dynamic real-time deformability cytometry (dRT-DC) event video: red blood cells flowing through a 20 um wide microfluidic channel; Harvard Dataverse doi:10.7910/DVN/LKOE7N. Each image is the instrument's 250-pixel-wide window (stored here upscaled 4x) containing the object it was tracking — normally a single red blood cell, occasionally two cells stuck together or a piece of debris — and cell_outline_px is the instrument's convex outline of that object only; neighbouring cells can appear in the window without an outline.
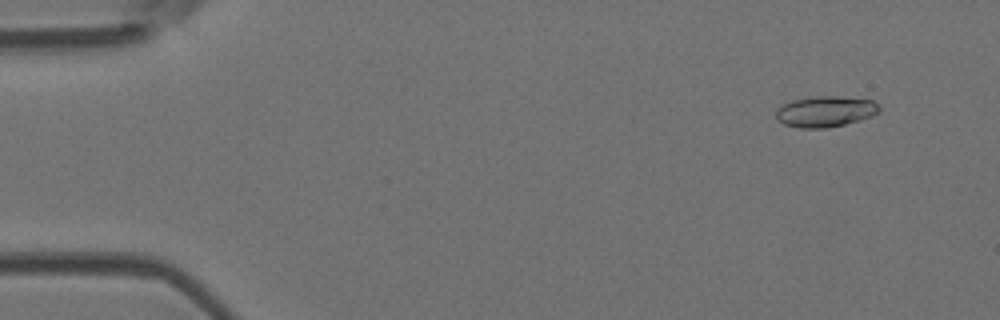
{"species": "Egyptian fruit bat (a non-hibernating species)", "species_latin": "Rousettus aegyptiacus", "temperature_condition": "room temperature", "stored_images_in_passage": 49, "camera_frame_rate_fps": 3000, "um_per_image_px": 0.085, "animal": {"sex": "female"}, "frame": {"image": 1, "passage_image": 1, "time_ms": 0.0, "image_size_px": [1000, 320], "cell_outline_px": [[880, 112], [872, 116], [860, 120], [828, 128], [800, 128], [784, 124], [776, 120], [776, 108], [780, 104], [792, 100], [808, 96], [836, 96], [872, 100], [880, 108]], "centroid_in_image_um": [70.1, 9.47], "position_along_channel_um": 14.9, "area_um2": 18.84}}
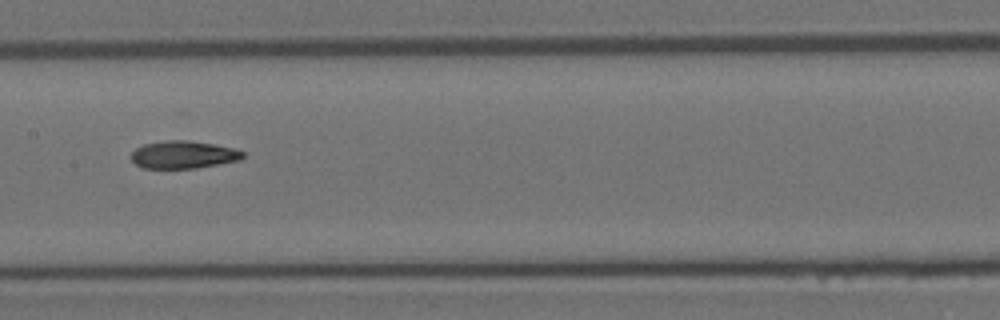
{"frame": {"image": 2, "passage_image": 23, "time_ms": 7.333, "image_size_px": [1000, 320], "cell_outline_px": [[244, 156], [240, 160], [196, 168], [140, 168], [128, 156], [136, 148], [144, 144], [168, 140], [188, 140], [212, 144], [232, 148], [244, 152]], "centroid_in_image_um": [15.54, 13.15], "position_along_channel_um": 191.9, "area_um2": 17.92}}
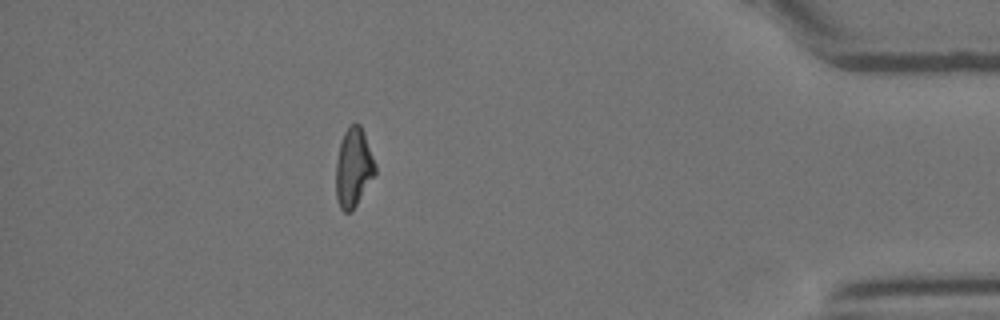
{"frame": {"image": 3, "passage_image": 43, "time_ms": 14.0, "image_size_px": [1000, 320], "cell_outline_px": [[376, 172], [352, 212], [344, 212], [340, 208], [336, 200], [336, 160], [340, 144], [344, 132], [352, 124], [360, 124], [364, 132], [376, 164]], "centroid_in_image_um": [30.04, 14.27], "position_along_channel_um": 405.2, "area_um2": 18.03}, "authors_computed_cell_mechanics": {"area_um2": 18.0914, "velocity_mm_per_s": 3.9155, "shape_relaxation_time_tau1_ms": 9.8994, "shape_relaxation_time_tau2_ms": 4.3485, "deformation_change_tau1": 0.2621, "deformation_change_tau2": 0.128}}